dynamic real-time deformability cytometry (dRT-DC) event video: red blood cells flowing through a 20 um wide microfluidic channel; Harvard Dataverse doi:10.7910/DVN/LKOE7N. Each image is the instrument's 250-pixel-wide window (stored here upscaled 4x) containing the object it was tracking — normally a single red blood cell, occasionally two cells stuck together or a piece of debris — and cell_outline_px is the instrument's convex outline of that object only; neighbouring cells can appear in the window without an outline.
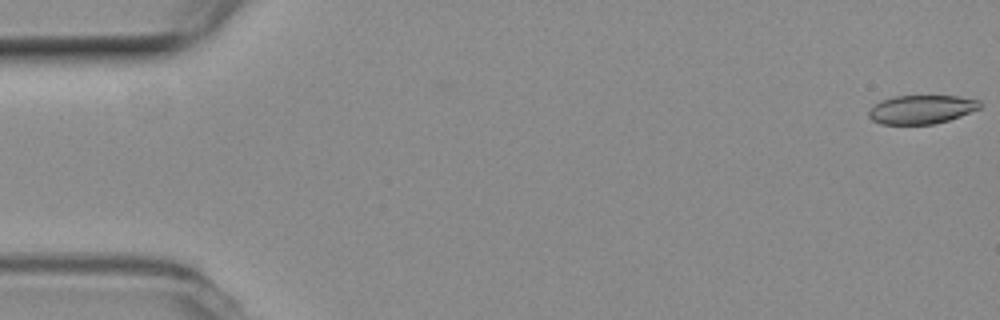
{"species": "common noctule bat (a hibernating species)", "species_latin": "Nyctalus noctula", "temperature_condition": "room temperature", "stored_images_in_passage": 57, "camera_frame_rate_fps": 3000, "um_per_image_px": 0.085, "animal": {"sex": "female", "body_mass_g": 19.3, "forearm_length_mm": 54.1}, "frame": {"image": 1, "passage_image": 1, "time_ms": 0.0, "image_size_px": [1000, 320], "cell_outline_px": [[980, 108], [960, 116], [948, 120], [932, 124], [880, 124], [872, 120], [868, 116], [868, 112], [880, 100], [896, 96], [960, 96], [980, 100]], "centroid_in_image_um": [78.32, 9.3], "position_along_channel_um": 6.7, "area_um2": 18.5}}
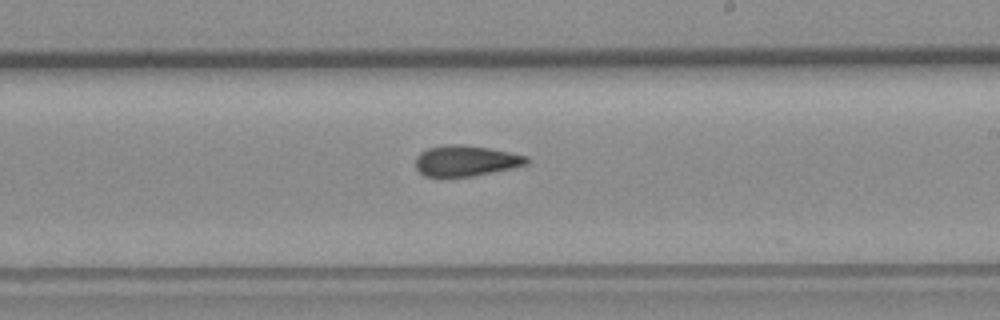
{"frame": {"image": 2, "passage_image": 33, "time_ms": 10.667, "image_size_px": [1000, 320], "cell_outline_px": [[528, 164], [472, 176], [440, 180], [424, 176], [416, 168], [416, 156], [420, 152], [428, 148], [448, 144], [464, 144], [488, 148], [528, 156]], "centroid_in_image_um": [39.5, 13.7], "position_along_channel_um": 249.5, "area_um2": 20.35}}
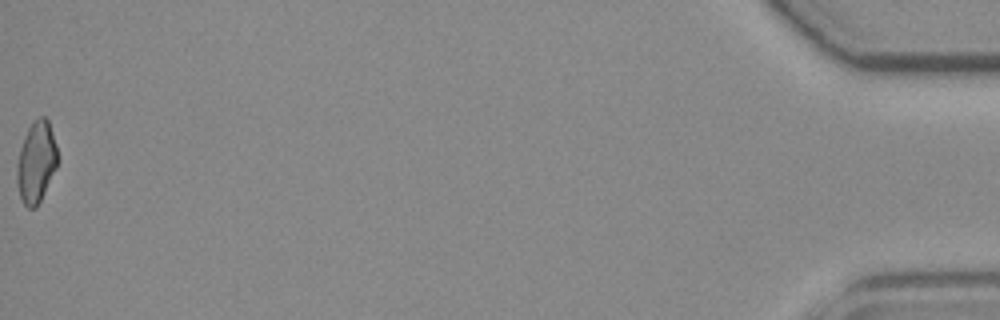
{"frame": {"image": 3, "passage_image": 57, "time_ms": 18.667, "image_size_px": [1000, 320], "cell_outline_px": [[60, 160], [36, 208], [28, 208], [24, 204], [20, 196], [16, 180], [16, 164], [20, 148], [24, 136], [32, 120], [40, 116], [44, 116], [48, 120], [56, 144]], "centroid_in_image_um": [3.08, 13.74], "position_along_channel_um": 432.1, "area_um2": 19.48}, "authors_computed_cell_mechanics": {"area_um2": 19.8832, "velocity_mm_per_s": 3.6505, "shape_relaxation_time_tau1_ms": null, "shape_relaxation_time_tau2_ms": 4.002, "deformation_change_tau1": null, "deformation_change_tau2": 0.117}}